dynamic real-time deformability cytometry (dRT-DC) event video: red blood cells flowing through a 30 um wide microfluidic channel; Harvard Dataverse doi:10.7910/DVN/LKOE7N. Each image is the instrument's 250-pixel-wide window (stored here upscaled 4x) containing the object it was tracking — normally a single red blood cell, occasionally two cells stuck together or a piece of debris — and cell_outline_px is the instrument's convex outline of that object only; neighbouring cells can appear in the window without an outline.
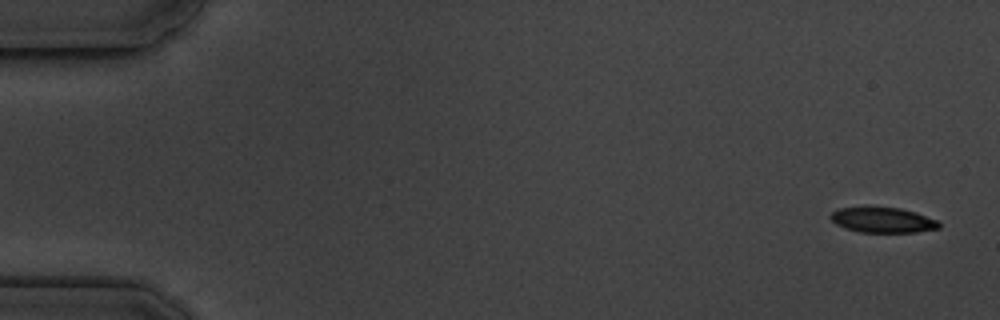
{"species": "common noctule bat (a hibernating species)", "species_latin": "Nyctalus noctula", "temperature_condition": "cold", "stored_images_in_passage": 6, "camera_frame_rate_fps": 3000, "um_per_image_px": 0.085, "animal": {"sex": "male", "body_mass_g": 19.5, "forearm_length_mm": 54.6}, "frame": {"image": 1, "passage_image": 1, "time_ms": 0.0, "image_size_px": [1000, 320], "cell_outline_px": [[940, 228], [916, 232], [860, 232], [844, 228], [836, 224], [828, 216], [832, 212], [840, 208], [868, 204], [900, 208], [916, 212], [936, 220], [940, 224]], "centroid_in_image_um": [74.97, 18.66], "position_along_channel_um": 10.0, "area_um2": 16.59}}
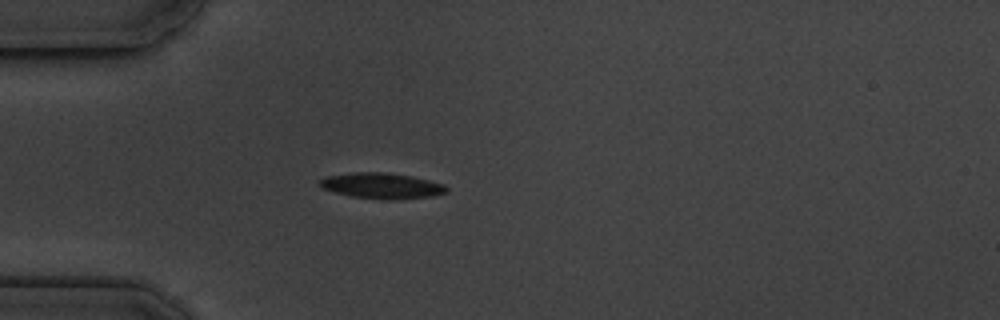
{"frame": {"image": 2, "passage_image": 5, "time_ms": 4.667, "image_size_px": [1000, 320], "cell_outline_px": [[448, 192], [432, 196], [392, 200], [388, 200], [352, 196], [336, 192], [324, 188], [316, 180], [324, 176], [356, 172], [384, 172], [412, 176], [444, 184], [448, 188]], "centroid_in_image_um": [32.45, 15.78], "position_along_channel_um": 52.5, "area_um2": 18.96}}